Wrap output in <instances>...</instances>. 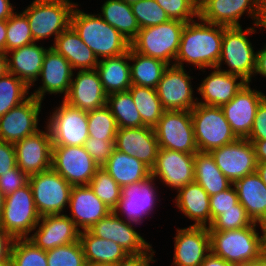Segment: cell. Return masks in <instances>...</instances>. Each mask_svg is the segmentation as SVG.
Masks as SVG:
<instances>
[{
    "label": "cell",
    "instance_id": "obj_1",
    "mask_svg": "<svg viewBox=\"0 0 266 266\" xmlns=\"http://www.w3.org/2000/svg\"><path fill=\"white\" fill-rule=\"evenodd\" d=\"M198 20L185 24L174 65L185 67V62L203 71L205 68L217 67L224 26L207 23L200 18Z\"/></svg>",
    "mask_w": 266,
    "mask_h": 266
},
{
    "label": "cell",
    "instance_id": "obj_2",
    "mask_svg": "<svg viewBox=\"0 0 266 266\" xmlns=\"http://www.w3.org/2000/svg\"><path fill=\"white\" fill-rule=\"evenodd\" d=\"M260 226L262 235L256 230ZM211 253L234 265L255 262L266 251L264 225L253 223L237 230H208Z\"/></svg>",
    "mask_w": 266,
    "mask_h": 266
},
{
    "label": "cell",
    "instance_id": "obj_3",
    "mask_svg": "<svg viewBox=\"0 0 266 266\" xmlns=\"http://www.w3.org/2000/svg\"><path fill=\"white\" fill-rule=\"evenodd\" d=\"M78 5L77 3L71 15V26L98 60L118 56L129 50L130 42L105 22L99 13H85L78 9Z\"/></svg>",
    "mask_w": 266,
    "mask_h": 266
},
{
    "label": "cell",
    "instance_id": "obj_4",
    "mask_svg": "<svg viewBox=\"0 0 266 266\" xmlns=\"http://www.w3.org/2000/svg\"><path fill=\"white\" fill-rule=\"evenodd\" d=\"M255 26L242 29V26H224L221 55L217 64L218 69L240 76L250 83L254 76L256 54L248 35L256 33ZM222 63L229 69H221Z\"/></svg>",
    "mask_w": 266,
    "mask_h": 266
},
{
    "label": "cell",
    "instance_id": "obj_5",
    "mask_svg": "<svg viewBox=\"0 0 266 266\" xmlns=\"http://www.w3.org/2000/svg\"><path fill=\"white\" fill-rule=\"evenodd\" d=\"M77 3L70 0H33L22 11L30 25L35 42L56 38L71 25V15Z\"/></svg>",
    "mask_w": 266,
    "mask_h": 266
},
{
    "label": "cell",
    "instance_id": "obj_6",
    "mask_svg": "<svg viewBox=\"0 0 266 266\" xmlns=\"http://www.w3.org/2000/svg\"><path fill=\"white\" fill-rule=\"evenodd\" d=\"M185 24L182 21L170 19L163 24L140 28L130 46L140 54L174 65Z\"/></svg>",
    "mask_w": 266,
    "mask_h": 266
},
{
    "label": "cell",
    "instance_id": "obj_7",
    "mask_svg": "<svg viewBox=\"0 0 266 266\" xmlns=\"http://www.w3.org/2000/svg\"><path fill=\"white\" fill-rule=\"evenodd\" d=\"M190 112L198 151L211 152L238 139L221 107L198 103Z\"/></svg>",
    "mask_w": 266,
    "mask_h": 266
},
{
    "label": "cell",
    "instance_id": "obj_8",
    "mask_svg": "<svg viewBox=\"0 0 266 266\" xmlns=\"http://www.w3.org/2000/svg\"><path fill=\"white\" fill-rule=\"evenodd\" d=\"M40 218L29 183L5 197L0 226L13 239L28 238Z\"/></svg>",
    "mask_w": 266,
    "mask_h": 266
},
{
    "label": "cell",
    "instance_id": "obj_9",
    "mask_svg": "<svg viewBox=\"0 0 266 266\" xmlns=\"http://www.w3.org/2000/svg\"><path fill=\"white\" fill-rule=\"evenodd\" d=\"M29 185L32 189L35 207L39 215L64 214L69 205L72 185L60 174L49 170L29 176Z\"/></svg>",
    "mask_w": 266,
    "mask_h": 266
},
{
    "label": "cell",
    "instance_id": "obj_10",
    "mask_svg": "<svg viewBox=\"0 0 266 266\" xmlns=\"http://www.w3.org/2000/svg\"><path fill=\"white\" fill-rule=\"evenodd\" d=\"M54 109L46 122L52 146H83L89 137L87 112L63 100Z\"/></svg>",
    "mask_w": 266,
    "mask_h": 266
},
{
    "label": "cell",
    "instance_id": "obj_11",
    "mask_svg": "<svg viewBox=\"0 0 266 266\" xmlns=\"http://www.w3.org/2000/svg\"><path fill=\"white\" fill-rule=\"evenodd\" d=\"M154 131L159 148L189 154L198 152L190 111L165 110Z\"/></svg>",
    "mask_w": 266,
    "mask_h": 266
},
{
    "label": "cell",
    "instance_id": "obj_12",
    "mask_svg": "<svg viewBox=\"0 0 266 266\" xmlns=\"http://www.w3.org/2000/svg\"><path fill=\"white\" fill-rule=\"evenodd\" d=\"M51 168L70 185H89L98 164L83 146H52Z\"/></svg>",
    "mask_w": 266,
    "mask_h": 266
},
{
    "label": "cell",
    "instance_id": "obj_13",
    "mask_svg": "<svg viewBox=\"0 0 266 266\" xmlns=\"http://www.w3.org/2000/svg\"><path fill=\"white\" fill-rule=\"evenodd\" d=\"M184 67L168 65L156 88L164 110L191 111L198 103L194 98L190 74Z\"/></svg>",
    "mask_w": 266,
    "mask_h": 266
},
{
    "label": "cell",
    "instance_id": "obj_14",
    "mask_svg": "<svg viewBox=\"0 0 266 266\" xmlns=\"http://www.w3.org/2000/svg\"><path fill=\"white\" fill-rule=\"evenodd\" d=\"M155 179L151 175L143 181L126 185L121 188V198L112 210L127 217L123 220L132 224H141L146 215L151 214L157 202ZM120 212V213H119ZM122 212V213H121Z\"/></svg>",
    "mask_w": 266,
    "mask_h": 266
},
{
    "label": "cell",
    "instance_id": "obj_15",
    "mask_svg": "<svg viewBox=\"0 0 266 266\" xmlns=\"http://www.w3.org/2000/svg\"><path fill=\"white\" fill-rule=\"evenodd\" d=\"M42 101L29 97L0 117V140L12 144L40 130L38 127Z\"/></svg>",
    "mask_w": 266,
    "mask_h": 266
},
{
    "label": "cell",
    "instance_id": "obj_16",
    "mask_svg": "<svg viewBox=\"0 0 266 266\" xmlns=\"http://www.w3.org/2000/svg\"><path fill=\"white\" fill-rule=\"evenodd\" d=\"M217 167L232 184L246 175L256 172L257 160L253 143L237 139L211 152Z\"/></svg>",
    "mask_w": 266,
    "mask_h": 266
},
{
    "label": "cell",
    "instance_id": "obj_17",
    "mask_svg": "<svg viewBox=\"0 0 266 266\" xmlns=\"http://www.w3.org/2000/svg\"><path fill=\"white\" fill-rule=\"evenodd\" d=\"M262 5L263 0H199L198 18L207 23L232 27L242 26L239 20L247 14L254 24Z\"/></svg>",
    "mask_w": 266,
    "mask_h": 266
},
{
    "label": "cell",
    "instance_id": "obj_18",
    "mask_svg": "<svg viewBox=\"0 0 266 266\" xmlns=\"http://www.w3.org/2000/svg\"><path fill=\"white\" fill-rule=\"evenodd\" d=\"M265 97L266 94L252 90L250 83H246L228 103L221 106L225 118L238 139L249 137L257 108Z\"/></svg>",
    "mask_w": 266,
    "mask_h": 266
},
{
    "label": "cell",
    "instance_id": "obj_19",
    "mask_svg": "<svg viewBox=\"0 0 266 266\" xmlns=\"http://www.w3.org/2000/svg\"><path fill=\"white\" fill-rule=\"evenodd\" d=\"M44 128L14 144L17 167L28 176L51 168L52 140L49 129Z\"/></svg>",
    "mask_w": 266,
    "mask_h": 266
},
{
    "label": "cell",
    "instance_id": "obj_20",
    "mask_svg": "<svg viewBox=\"0 0 266 266\" xmlns=\"http://www.w3.org/2000/svg\"><path fill=\"white\" fill-rule=\"evenodd\" d=\"M194 156L195 154L159 148L151 175L155 180H161L160 182L165 183L167 187L178 190L195 182Z\"/></svg>",
    "mask_w": 266,
    "mask_h": 266
},
{
    "label": "cell",
    "instance_id": "obj_21",
    "mask_svg": "<svg viewBox=\"0 0 266 266\" xmlns=\"http://www.w3.org/2000/svg\"><path fill=\"white\" fill-rule=\"evenodd\" d=\"M33 231L36 232L27 239L36 247L47 251L78 241L81 230L69 215L54 214L42 216Z\"/></svg>",
    "mask_w": 266,
    "mask_h": 266
},
{
    "label": "cell",
    "instance_id": "obj_22",
    "mask_svg": "<svg viewBox=\"0 0 266 266\" xmlns=\"http://www.w3.org/2000/svg\"><path fill=\"white\" fill-rule=\"evenodd\" d=\"M211 252L208 227L178 228L174 237V266H200Z\"/></svg>",
    "mask_w": 266,
    "mask_h": 266
},
{
    "label": "cell",
    "instance_id": "obj_23",
    "mask_svg": "<svg viewBox=\"0 0 266 266\" xmlns=\"http://www.w3.org/2000/svg\"><path fill=\"white\" fill-rule=\"evenodd\" d=\"M115 149L135 157L152 169L157 160L159 144L154 128L148 126L118 128Z\"/></svg>",
    "mask_w": 266,
    "mask_h": 266
},
{
    "label": "cell",
    "instance_id": "obj_24",
    "mask_svg": "<svg viewBox=\"0 0 266 266\" xmlns=\"http://www.w3.org/2000/svg\"><path fill=\"white\" fill-rule=\"evenodd\" d=\"M107 96L96 69L78 70L76 76L73 73L69 91L63 101L89 112L106 106Z\"/></svg>",
    "mask_w": 266,
    "mask_h": 266
},
{
    "label": "cell",
    "instance_id": "obj_25",
    "mask_svg": "<svg viewBox=\"0 0 266 266\" xmlns=\"http://www.w3.org/2000/svg\"><path fill=\"white\" fill-rule=\"evenodd\" d=\"M120 216L111 211L88 230L97 237L116 242L127 254L146 251L151 246L150 243L133 228L132 223L126 222Z\"/></svg>",
    "mask_w": 266,
    "mask_h": 266
},
{
    "label": "cell",
    "instance_id": "obj_26",
    "mask_svg": "<svg viewBox=\"0 0 266 266\" xmlns=\"http://www.w3.org/2000/svg\"><path fill=\"white\" fill-rule=\"evenodd\" d=\"M73 73L69 61L49 46L39 75L42 86L35 89L30 95L40 101L44 99L46 93L64 94L65 97L69 91Z\"/></svg>",
    "mask_w": 266,
    "mask_h": 266
},
{
    "label": "cell",
    "instance_id": "obj_27",
    "mask_svg": "<svg viewBox=\"0 0 266 266\" xmlns=\"http://www.w3.org/2000/svg\"><path fill=\"white\" fill-rule=\"evenodd\" d=\"M68 208L71 210L70 219L81 231L88 230L112 211L94 194L89 185L72 187Z\"/></svg>",
    "mask_w": 266,
    "mask_h": 266
},
{
    "label": "cell",
    "instance_id": "obj_28",
    "mask_svg": "<svg viewBox=\"0 0 266 266\" xmlns=\"http://www.w3.org/2000/svg\"><path fill=\"white\" fill-rule=\"evenodd\" d=\"M201 80L197 93L201 95V101L197 103L208 106L221 107L228 103L239 90L247 83L240 76L230 74L218 68ZM239 80V82H238ZM203 100V101H202Z\"/></svg>",
    "mask_w": 266,
    "mask_h": 266
},
{
    "label": "cell",
    "instance_id": "obj_29",
    "mask_svg": "<svg viewBox=\"0 0 266 266\" xmlns=\"http://www.w3.org/2000/svg\"><path fill=\"white\" fill-rule=\"evenodd\" d=\"M48 49L34 42L7 52L8 72L31 88L39 79L43 59Z\"/></svg>",
    "mask_w": 266,
    "mask_h": 266
},
{
    "label": "cell",
    "instance_id": "obj_30",
    "mask_svg": "<svg viewBox=\"0 0 266 266\" xmlns=\"http://www.w3.org/2000/svg\"><path fill=\"white\" fill-rule=\"evenodd\" d=\"M174 200L179 211L194 221L192 226L211 225L210 196L198 183L193 182L179 188Z\"/></svg>",
    "mask_w": 266,
    "mask_h": 266
},
{
    "label": "cell",
    "instance_id": "obj_31",
    "mask_svg": "<svg viewBox=\"0 0 266 266\" xmlns=\"http://www.w3.org/2000/svg\"><path fill=\"white\" fill-rule=\"evenodd\" d=\"M239 202L253 222L266 224V185L257 172L233 183Z\"/></svg>",
    "mask_w": 266,
    "mask_h": 266
},
{
    "label": "cell",
    "instance_id": "obj_32",
    "mask_svg": "<svg viewBox=\"0 0 266 266\" xmlns=\"http://www.w3.org/2000/svg\"><path fill=\"white\" fill-rule=\"evenodd\" d=\"M51 47L64 56L75 71L94 70L99 62L71 25L56 38Z\"/></svg>",
    "mask_w": 266,
    "mask_h": 266
},
{
    "label": "cell",
    "instance_id": "obj_33",
    "mask_svg": "<svg viewBox=\"0 0 266 266\" xmlns=\"http://www.w3.org/2000/svg\"><path fill=\"white\" fill-rule=\"evenodd\" d=\"M130 48L127 52L100 59L95 68L107 95L128 91L132 86L130 73Z\"/></svg>",
    "mask_w": 266,
    "mask_h": 266
},
{
    "label": "cell",
    "instance_id": "obj_34",
    "mask_svg": "<svg viewBox=\"0 0 266 266\" xmlns=\"http://www.w3.org/2000/svg\"><path fill=\"white\" fill-rule=\"evenodd\" d=\"M122 188L126 185L143 181L151 176V169L135 157L116 149L112 151L108 161L102 166Z\"/></svg>",
    "mask_w": 266,
    "mask_h": 266
},
{
    "label": "cell",
    "instance_id": "obj_35",
    "mask_svg": "<svg viewBox=\"0 0 266 266\" xmlns=\"http://www.w3.org/2000/svg\"><path fill=\"white\" fill-rule=\"evenodd\" d=\"M79 240L86 263L117 264L128 255L116 242L97 237L89 230L80 231Z\"/></svg>",
    "mask_w": 266,
    "mask_h": 266
},
{
    "label": "cell",
    "instance_id": "obj_36",
    "mask_svg": "<svg viewBox=\"0 0 266 266\" xmlns=\"http://www.w3.org/2000/svg\"><path fill=\"white\" fill-rule=\"evenodd\" d=\"M194 177L209 196L218 194L233 184L217 167L210 152L198 151L194 156Z\"/></svg>",
    "mask_w": 266,
    "mask_h": 266
},
{
    "label": "cell",
    "instance_id": "obj_37",
    "mask_svg": "<svg viewBox=\"0 0 266 266\" xmlns=\"http://www.w3.org/2000/svg\"><path fill=\"white\" fill-rule=\"evenodd\" d=\"M99 15L116 28L130 43L136 38L140 27L133 14L132 7L123 0H106Z\"/></svg>",
    "mask_w": 266,
    "mask_h": 266
},
{
    "label": "cell",
    "instance_id": "obj_38",
    "mask_svg": "<svg viewBox=\"0 0 266 266\" xmlns=\"http://www.w3.org/2000/svg\"><path fill=\"white\" fill-rule=\"evenodd\" d=\"M130 73L132 85L157 88L160 79L169 64L136 52L130 46Z\"/></svg>",
    "mask_w": 266,
    "mask_h": 266
},
{
    "label": "cell",
    "instance_id": "obj_39",
    "mask_svg": "<svg viewBox=\"0 0 266 266\" xmlns=\"http://www.w3.org/2000/svg\"><path fill=\"white\" fill-rule=\"evenodd\" d=\"M129 91L144 126L154 128L165 111L157 90L152 87L132 85Z\"/></svg>",
    "mask_w": 266,
    "mask_h": 266
},
{
    "label": "cell",
    "instance_id": "obj_40",
    "mask_svg": "<svg viewBox=\"0 0 266 266\" xmlns=\"http://www.w3.org/2000/svg\"><path fill=\"white\" fill-rule=\"evenodd\" d=\"M106 106L115 117L118 128L144 126L129 90L108 95Z\"/></svg>",
    "mask_w": 266,
    "mask_h": 266
},
{
    "label": "cell",
    "instance_id": "obj_41",
    "mask_svg": "<svg viewBox=\"0 0 266 266\" xmlns=\"http://www.w3.org/2000/svg\"><path fill=\"white\" fill-rule=\"evenodd\" d=\"M29 90L30 87L14 74L7 72L0 77V117L25 101L30 95Z\"/></svg>",
    "mask_w": 266,
    "mask_h": 266
},
{
    "label": "cell",
    "instance_id": "obj_42",
    "mask_svg": "<svg viewBox=\"0 0 266 266\" xmlns=\"http://www.w3.org/2000/svg\"><path fill=\"white\" fill-rule=\"evenodd\" d=\"M89 137L115 141L118 126L107 106L87 112Z\"/></svg>",
    "mask_w": 266,
    "mask_h": 266
},
{
    "label": "cell",
    "instance_id": "obj_43",
    "mask_svg": "<svg viewBox=\"0 0 266 266\" xmlns=\"http://www.w3.org/2000/svg\"><path fill=\"white\" fill-rule=\"evenodd\" d=\"M46 251L36 247L27 238L14 239L11 246L10 266H47Z\"/></svg>",
    "mask_w": 266,
    "mask_h": 266
},
{
    "label": "cell",
    "instance_id": "obj_44",
    "mask_svg": "<svg viewBox=\"0 0 266 266\" xmlns=\"http://www.w3.org/2000/svg\"><path fill=\"white\" fill-rule=\"evenodd\" d=\"M34 42L26 15L14 12L7 20L5 53Z\"/></svg>",
    "mask_w": 266,
    "mask_h": 266
},
{
    "label": "cell",
    "instance_id": "obj_45",
    "mask_svg": "<svg viewBox=\"0 0 266 266\" xmlns=\"http://www.w3.org/2000/svg\"><path fill=\"white\" fill-rule=\"evenodd\" d=\"M94 194L111 210L121 198V187L103 168L99 167L89 183Z\"/></svg>",
    "mask_w": 266,
    "mask_h": 266
},
{
    "label": "cell",
    "instance_id": "obj_46",
    "mask_svg": "<svg viewBox=\"0 0 266 266\" xmlns=\"http://www.w3.org/2000/svg\"><path fill=\"white\" fill-rule=\"evenodd\" d=\"M47 266H86L80 240L46 251Z\"/></svg>",
    "mask_w": 266,
    "mask_h": 266
},
{
    "label": "cell",
    "instance_id": "obj_47",
    "mask_svg": "<svg viewBox=\"0 0 266 266\" xmlns=\"http://www.w3.org/2000/svg\"><path fill=\"white\" fill-rule=\"evenodd\" d=\"M131 7L140 28L163 24L170 20L155 0H139Z\"/></svg>",
    "mask_w": 266,
    "mask_h": 266
},
{
    "label": "cell",
    "instance_id": "obj_48",
    "mask_svg": "<svg viewBox=\"0 0 266 266\" xmlns=\"http://www.w3.org/2000/svg\"><path fill=\"white\" fill-rule=\"evenodd\" d=\"M253 223L254 222L248 216L246 209L239 202L236 204V209H228L220 214L208 227V230H237L249 227Z\"/></svg>",
    "mask_w": 266,
    "mask_h": 266
},
{
    "label": "cell",
    "instance_id": "obj_49",
    "mask_svg": "<svg viewBox=\"0 0 266 266\" xmlns=\"http://www.w3.org/2000/svg\"><path fill=\"white\" fill-rule=\"evenodd\" d=\"M162 7L171 20H179L184 23L198 18L199 0H155Z\"/></svg>",
    "mask_w": 266,
    "mask_h": 266
},
{
    "label": "cell",
    "instance_id": "obj_50",
    "mask_svg": "<svg viewBox=\"0 0 266 266\" xmlns=\"http://www.w3.org/2000/svg\"><path fill=\"white\" fill-rule=\"evenodd\" d=\"M210 213L212 222L225 210L236 209V204L239 203L238 195L235 187L230 188L210 196Z\"/></svg>",
    "mask_w": 266,
    "mask_h": 266
},
{
    "label": "cell",
    "instance_id": "obj_51",
    "mask_svg": "<svg viewBox=\"0 0 266 266\" xmlns=\"http://www.w3.org/2000/svg\"><path fill=\"white\" fill-rule=\"evenodd\" d=\"M83 147L99 167L104 166L115 149L114 141L88 137Z\"/></svg>",
    "mask_w": 266,
    "mask_h": 266
},
{
    "label": "cell",
    "instance_id": "obj_52",
    "mask_svg": "<svg viewBox=\"0 0 266 266\" xmlns=\"http://www.w3.org/2000/svg\"><path fill=\"white\" fill-rule=\"evenodd\" d=\"M29 183V176L21 171L17 166L0 176V190L6 197L15 192L18 188Z\"/></svg>",
    "mask_w": 266,
    "mask_h": 266
},
{
    "label": "cell",
    "instance_id": "obj_53",
    "mask_svg": "<svg viewBox=\"0 0 266 266\" xmlns=\"http://www.w3.org/2000/svg\"><path fill=\"white\" fill-rule=\"evenodd\" d=\"M248 140H266V97L259 104Z\"/></svg>",
    "mask_w": 266,
    "mask_h": 266
},
{
    "label": "cell",
    "instance_id": "obj_54",
    "mask_svg": "<svg viewBox=\"0 0 266 266\" xmlns=\"http://www.w3.org/2000/svg\"><path fill=\"white\" fill-rule=\"evenodd\" d=\"M16 152L12 143L0 140V176L15 168Z\"/></svg>",
    "mask_w": 266,
    "mask_h": 266
},
{
    "label": "cell",
    "instance_id": "obj_55",
    "mask_svg": "<svg viewBox=\"0 0 266 266\" xmlns=\"http://www.w3.org/2000/svg\"><path fill=\"white\" fill-rule=\"evenodd\" d=\"M155 251L152 245L139 254H128L125 258L119 261L115 266H151L150 263H155L153 260Z\"/></svg>",
    "mask_w": 266,
    "mask_h": 266
},
{
    "label": "cell",
    "instance_id": "obj_56",
    "mask_svg": "<svg viewBox=\"0 0 266 266\" xmlns=\"http://www.w3.org/2000/svg\"><path fill=\"white\" fill-rule=\"evenodd\" d=\"M13 241L14 239L0 226V262H10Z\"/></svg>",
    "mask_w": 266,
    "mask_h": 266
},
{
    "label": "cell",
    "instance_id": "obj_57",
    "mask_svg": "<svg viewBox=\"0 0 266 266\" xmlns=\"http://www.w3.org/2000/svg\"><path fill=\"white\" fill-rule=\"evenodd\" d=\"M256 66L254 75L260 74L266 77V46L261 50L256 51Z\"/></svg>",
    "mask_w": 266,
    "mask_h": 266
},
{
    "label": "cell",
    "instance_id": "obj_58",
    "mask_svg": "<svg viewBox=\"0 0 266 266\" xmlns=\"http://www.w3.org/2000/svg\"><path fill=\"white\" fill-rule=\"evenodd\" d=\"M253 143L257 163L266 162V140H249Z\"/></svg>",
    "mask_w": 266,
    "mask_h": 266
},
{
    "label": "cell",
    "instance_id": "obj_59",
    "mask_svg": "<svg viewBox=\"0 0 266 266\" xmlns=\"http://www.w3.org/2000/svg\"><path fill=\"white\" fill-rule=\"evenodd\" d=\"M200 266H235L225 261L223 258L213 255L211 252L205 257Z\"/></svg>",
    "mask_w": 266,
    "mask_h": 266
},
{
    "label": "cell",
    "instance_id": "obj_60",
    "mask_svg": "<svg viewBox=\"0 0 266 266\" xmlns=\"http://www.w3.org/2000/svg\"><path fill=\"white\" fill-rule=\"evenodd\" d=\"M12 5L10 0H0V20H8L11 17L16 10Z\"/></svg>",
    "mask_w": 266,
    "mask_h": 266
},
{
    "label": "cell",
    "instance_id": "obj_61",
    "mask_svg": "<svg viewBox=\"0 0 266 266\" xmlns=\"http://www.w3.org/2000/svg\"><path fill=\"white\" fill-rule=\"evenodd\" d=\"M254 26H256L257 28L264 27L266 30V6L265 5L261 6L259 13L257 15L256 21L254 23Z\"/></svg>",
    "mask_w": 266,
    "mask_h": 266
},
{
    "label": "cell",
    "instance_id": "obj_62",
    "mask_svg": "<svg viewBox=\"0 0 266 266\" xmlns=\"http://www.w3.org/2000/svg\"><path fill=\"white\" fill-rule=\"evenodd\" d=\"M7 20H0V51L5 52Z\"/></svg>",
    "mask_w": 266,
    "mask_h": 266
},
{
    "label": "cell",
    "instance_id": "obj_63",
    "mask_svg": "<svg viewBox=\"0 0 266 266\" xmlns=\"http://www.w3.org/2000/svg\"><path fill=\"white\" fill-rule=\"evenodd\" d=\"M7 72V54L3 51H0V77L4 76Z\"/></svg>",
    "mask_w": 266,
    "mask_h": 266
},
{
    "label": "cell",
    "instance_id": "obj_64",
    "mask_svg": "<svg viewBox=\"0 0 266 266\" xmlns=\"http://www.w3.org/2000/svg\"><path fill=\"white\" fill-rule=\"evenodd\" d=\"M256 172L266 185V162L257 163Z\"/></svg>",
    "mask_w": 266,
    "mask_h": 266
},
{
    "label": "cell",
    "instance_id": "obj_65",
    "mask_svg": "<svg viewBox=\"0 0 266 266\" xmlns=\"http://www.w3.org/2000/svg\"><path fill=\"white\" fill-rule=\"evenodd\" d=\"M4 202H5V196L3 195L2 191L0 190V218L2 217Z\"/></svg>",
    "mask_w": 266,
    "mask_h": 266
},
{
    "label": "cell",
    "instance_id": "obj_66",
    "mask_svg": "<svg viewBox=\"0 0 266 266\" xmlns=\"http://www.w3.org/2000/svg\"><path fill=\"white\" fill-rule=\"evenodd\" d=\"M258 266H266V251L258 258Z\"/></svg>",
    "mask_w": 266,
    "mask_h": 266
},
{
    "label": "cell",
    "instance_id": "obj_67",
    "mask_svg": "<svg viewBox=\"0 0 266 266\" xmlns=\"http://www.w3.org/2000/svg\"><path fill=\"white\" fill-rule=\"evenodd\" d=\"M235 266H258V259L255 262L238 264V265H235Z\"/></svg>",
    "mask_w": 266,
    "mask_h": 266
},
{
    "label": "cell",
    "instance_id": "obj_68",
    "mask_svg": "<svg viewBox=\"0 0 266 266\" xmlns=\"http://www.w3.org/2000/svg\"><path fill=\"white\" fill-rule=\"evenodd\" d=\"M86 266H115V264L87 263Z\"/></svg>",
    "mask_w": 266,
    "mask_h": 266
},
{
    "label": "cell",
    "instance_id": "obj_69",
    "mask_svg": "<svg viewBox=\"0 0 266 266\" xmlns=\"http://www.w3.org/2000/svg\"><path fill=\"white\" fill-rule=\"evenodd\" d=\"M123 1L128 3L129 5H132L133 3H136L139 0H123Z\"/></svg>",
    "mask_w": 266,
    "mask_h": 266
},
{
    "label": "cell",
    "instance_id": "obj_70",
    "mask_svg": "<svg viewBox=\"0 0 266 266\" xmlns=\"http://www.w3.org/2000/svg\"><path fill=\"white\" fill-rule=\"evenodd\" d=\"M0 266H10V262H0Z\"/></svg>",
    "mask_w": 266,
    "mask_h": 266
},
{
    "label": "cell",
    "instance_id": "obj_71",
    "mask_svg": "<svg viewBox=\"0 0 266 266\" xmlns=\"http://www.w3.org/2000/svg\"><path fill=\"white\" fill-rule=\"evenodd\" d=\"M263 5H265V6H266V0H263Z\"/></svg>",
    "mask_w": 266,
    "mask_h": 266
}]
</instances>
